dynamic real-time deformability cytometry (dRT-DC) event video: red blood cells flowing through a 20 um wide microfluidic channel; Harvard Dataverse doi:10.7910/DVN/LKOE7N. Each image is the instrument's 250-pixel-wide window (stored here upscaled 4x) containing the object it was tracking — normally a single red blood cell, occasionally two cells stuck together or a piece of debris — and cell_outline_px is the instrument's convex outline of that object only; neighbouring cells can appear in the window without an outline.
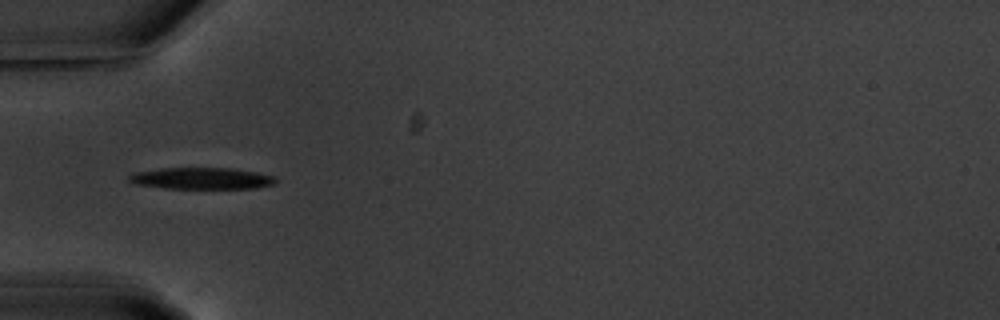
{"species": "common noctule bat (a hibernating species)", "species_latin": "Nyctalus noctula", "temperature_condition": "warm", "stored_images_in_passage": 7, "camera_frame_rate_fps": 3000, "um_per_image_px": 0.085, "animal": {"sex": "male", "body_mass_g": 20.1, "forearm_length_mm": 53.5}, "frame": {"image": 1, "passage_image": 1, "time_ms": 0.0, "image_size_px": [1000, 320], "cell_outline_px": [[276, 184], [252, 188], [168, 188], [136, 184], [128, 180], [128, 176], [132, 172], [160, 168], [236, 168], [260, 172], [276, 176]], "centroid_in_image_um": [17.17, 15.14], "position_along_channel_um": 67.8, "area_um2": 18.61}}
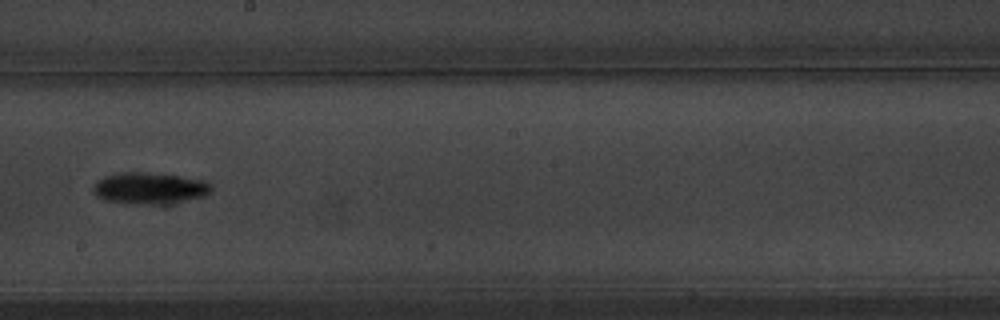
{"frame": {"image": 2, "passage_image": 5, "time_ms": 4.667, "image_size_px": [1000, 320], "cell_outline_px": [[212, 188], [204, 196], [172, 204], [132, 204], [104, 200], [96, 196], [92, 192], [92, 184], [96, 180], [104, 176], [120, 172], [148, 172], [180, 176], [208, 180], [212, 184]], "centroid_in_image_um": [12.69, 16.0], "position_along_channel_um": 235.5, "area_um2": 22.25}}
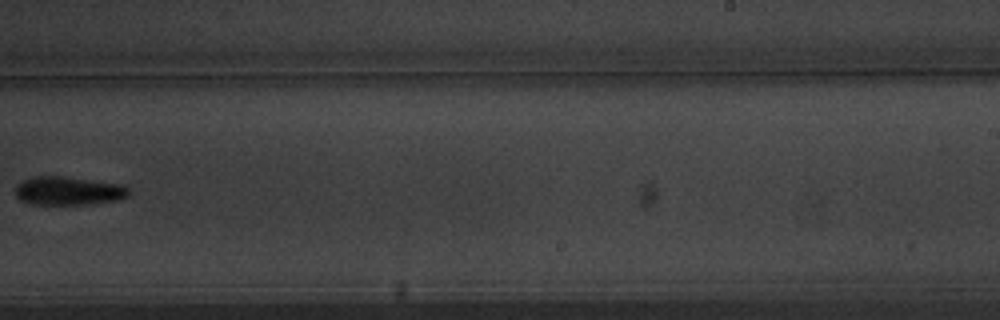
{"frame": {"image": 3, "passage_image": 6, "time_ms": 6.0, "image_size_px": [1000, 320], "cell_outline_px": [[132, 192], [128, 196], [120, 200], [88, 204], [32, 204], [20, 200], [16, 196], [16, 184], [32, 176], [64, 176], [120, 184], [128, 188]], "centroid_in_image_um": [5.83, 16.22], "position_along_channel_um": 283.2, "area_um2": 18.96}}